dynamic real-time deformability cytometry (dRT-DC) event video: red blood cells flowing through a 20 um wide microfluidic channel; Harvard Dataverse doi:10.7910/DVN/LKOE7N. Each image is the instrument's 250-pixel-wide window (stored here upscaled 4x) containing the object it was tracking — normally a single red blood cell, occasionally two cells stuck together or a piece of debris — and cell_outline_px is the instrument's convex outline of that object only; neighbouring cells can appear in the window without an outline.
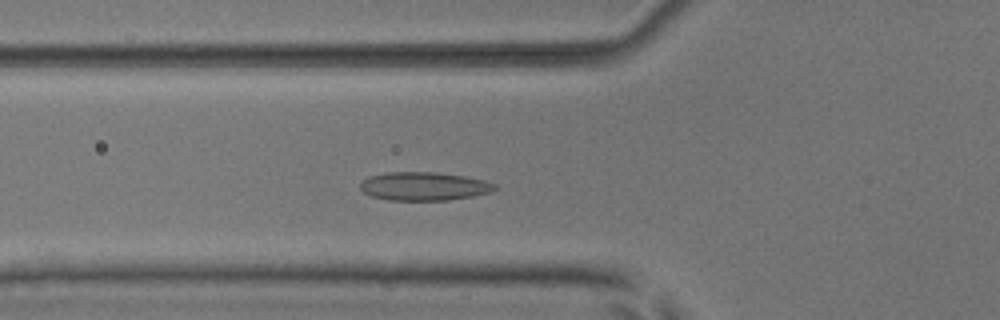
{"species": "common noctule bat (a hibernating species)", "species_latin": "Nyctalus noctula", "temperature_condition": "room temperature", "stored_images_in_passage": 36, "camera_frame_rate_fps": 3000, "um_per_image_px": 0.085, "animal": {"sex": "male", "body_mass_g": 17.9, "forearm_length_mm": 54.2}, "frame": {"image": 1, "passage_image": 2, "time_ms": 0.333, "image_size_px": [1000, 320], "cell_outline_px": [[496, 188], [492, 192], [472, 196], [448, 200], [388, 200], [372, 196], [364, 192], [360, 188], [360, 184], [368, 176], [388, 172], [436, 172], [464, 176], [484, 180], [496, 184]], "centroid_in_image_um": [36.04, 15.83], "position_along_channel_um": 89.8, "area_um2": 22.25}}
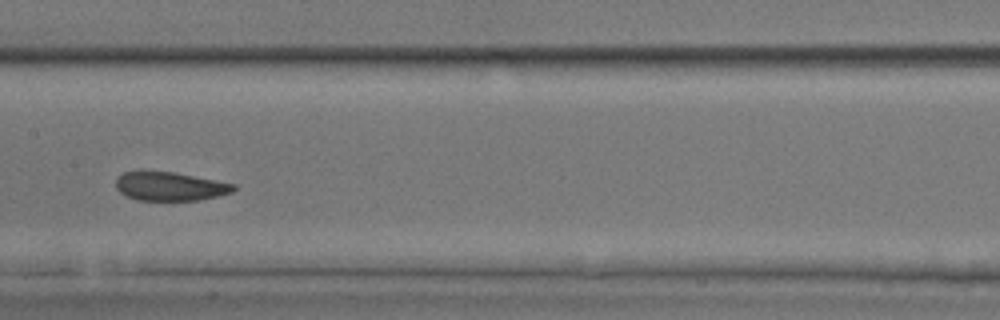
{"frame": {"image": 2, "passage_image": 10, "time_ms": 3.0, "image_size_px": [1000, 320], "cell_outline_px": [[236, 188], [232, 192], [220, 196], [200, 200], [136, 200], [120, 192], [116, 188], [116, 180], [124, 172], [140, 168], [172, 172], [236, 184]], "centroid_in_image_um": [14.41, 15.81], "position_along_channel_um": 193.0, "area_um2": 20.11}}
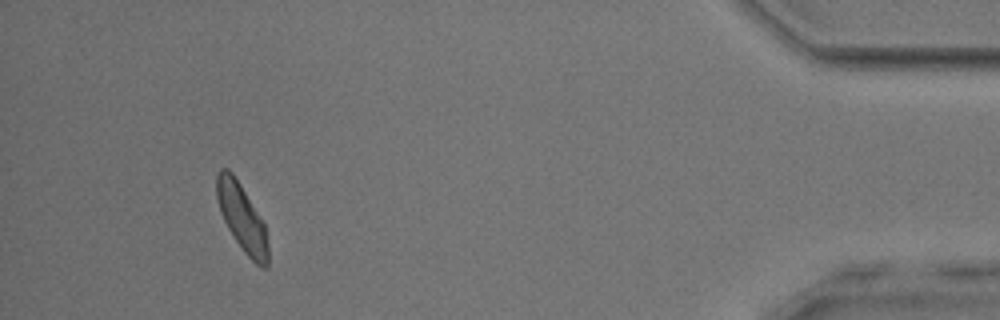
{"frame": {"image": 3, "passage_image": 32, "time_ms": 10.333, "image_size_px": [1000, 320], "cell_outline_px": [[268, 268], [260, 268], [244, 252], [228, 228], [220, 212], [216, 196], [216, 176], [220, 168], [228, 168], [232, 172], [264, 220], [268, 244]], "centroid_in_image_um": [20.58, 18.5], "position_along_channel_um": 414.6, "area_um2": 20.29}}